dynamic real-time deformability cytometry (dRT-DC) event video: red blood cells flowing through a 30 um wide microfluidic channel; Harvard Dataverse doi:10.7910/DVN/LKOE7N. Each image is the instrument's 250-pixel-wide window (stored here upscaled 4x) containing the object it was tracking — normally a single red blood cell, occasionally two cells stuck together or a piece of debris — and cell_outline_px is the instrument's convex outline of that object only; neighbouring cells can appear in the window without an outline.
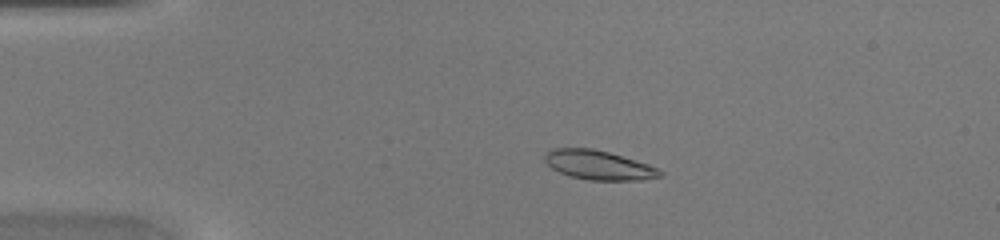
{"species": "common noctule bat (a hibernating species)", "species_latin": "Nyctalus noctula", "temperature_condition": "warm", "stored_images_in_passage": 48, "camera_frame_rate_fps": 3000, "um_per_image_px": 0.085, "animal": {"sex": "female", "body_mass_g": 20.0, "forearm_length_mm": 54.0}, "frame": {"image": 1, "passage_image": 11, "time_ms": 3.333, "image_size_px": [1000, 240], "cell_outline_px": [[664, 176], [640, 180], [588, 180], [568, 176], [552, 168], [544, 160], [544, 156], [552, 148], [592, 148], [608, 152], [636, 160], [648, 164], [664, 172]], "centroid_in_image_um": [50.9, 14.04], "position_along_channel_um": 34.1, "area_um2": 19.65}}
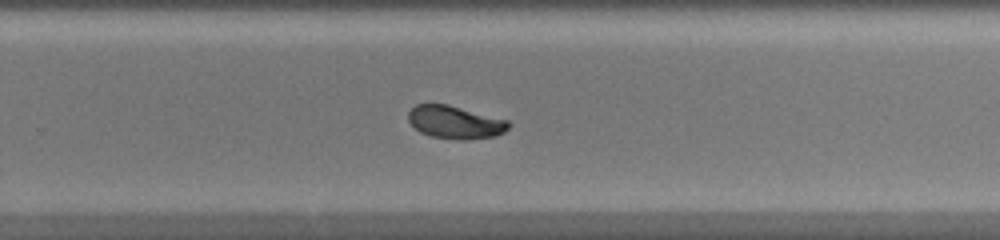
{"frame": {"image": 2, "passage_image": 32, "time_ms": 10.333, "image_size_px": [1000, 240], "cell_outline_px": [[512, 124], [504, 132], [496, 136], [464, 140], [432, 136], [420, 132], [408, 120], [408, 112], [416, 104], [448, 104], [508, 120]], "centroid_in_image_um": [38.71, 10.38], "position_along_channel_um": 291.1, "area_um2": 19.13}}
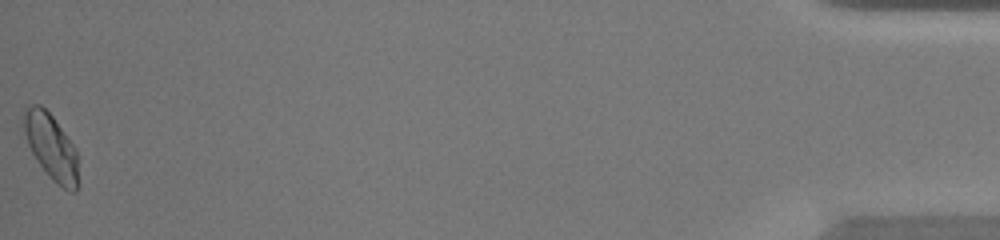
{"frame": {"image": 3, "passage_image": 48, "time_ms": 15.667, "image_size_px": [1000, 240], "cell_outline_px": [[80, 184], [76, 192], [72, 192], [56, 184], [52, 180], [36, 160], [28, 144], [24, 132], [24, 108], [28, 104], [40, 104], [52, 116], [76, 148]], "centroid_in_image_um": [4.38, 12.52], "position_along_channel_um": 430.8, "area_um2": 21.1}}